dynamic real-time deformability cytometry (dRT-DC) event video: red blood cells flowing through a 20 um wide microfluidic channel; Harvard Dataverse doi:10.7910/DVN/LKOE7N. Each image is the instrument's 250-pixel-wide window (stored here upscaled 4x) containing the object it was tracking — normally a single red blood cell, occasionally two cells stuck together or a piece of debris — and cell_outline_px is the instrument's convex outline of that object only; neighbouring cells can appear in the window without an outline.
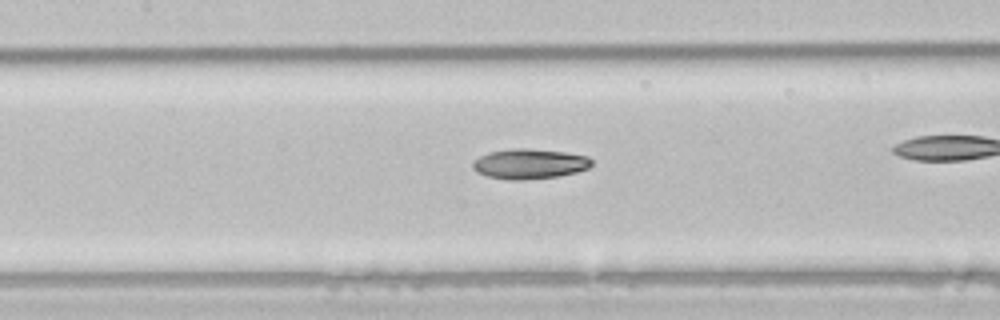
{"species": "common noctule bat (a hibernating species)", "species_latin": "Nyctalus noctula", "temperature_condition": "room temperature", "stored_images_in_passage": 40, "camera_frame_rate_fps": 3000, "um_per_image_px": 0.085, "animal": {"sex": "male", "body_mass_g": 21.5, "forearm_length_mm": 52.0}, "frame": {"image": 1, "passage_image": 23, "time_ms": 7.333, "image_size_px": [1000, 320], "cell_outline_px": [[592, 164], [588, 168], [576, 172], [556, 176], [520, 180], [508, 180], [488, 176], [476, 172], [472, 168], [472, 164], [480, 156], [488, 152], [512, 148], [524, 148], [564, 152], [588, 156], [592, 160]], "centroid_in_image_um": [44.99, 13.92], "position_along_channel_um": 162.4, "area_um2": 20.69}}
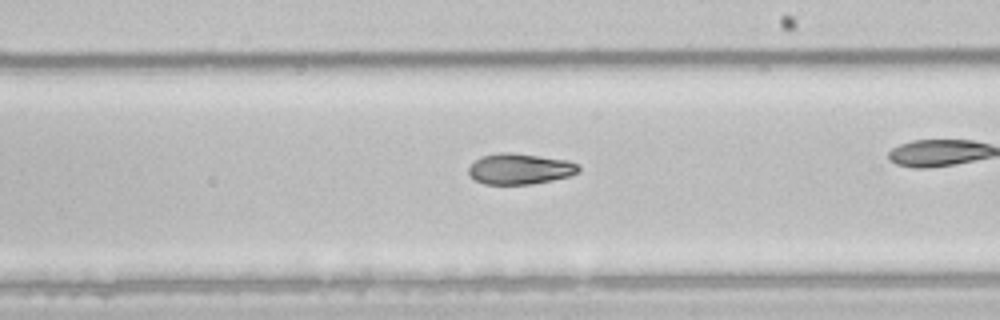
{"frame": {"image": 2, "passage_image": 29, "time_ms": 9.333, "image_size_px": [1000, 320], "cell_outline_px": [[580, 168], [576, 172], [568, 176], [552, 180], [532, 184], [484, 184], [476, 180], [468, 172], [468, 168], [480, 156], [500, 152], [512, 152], [568, 160], [576, 164]], "centroid_in_image_um": [44.16, 14.34], "position_along_channel_um": 244.8, "area_um2": 19.59}}